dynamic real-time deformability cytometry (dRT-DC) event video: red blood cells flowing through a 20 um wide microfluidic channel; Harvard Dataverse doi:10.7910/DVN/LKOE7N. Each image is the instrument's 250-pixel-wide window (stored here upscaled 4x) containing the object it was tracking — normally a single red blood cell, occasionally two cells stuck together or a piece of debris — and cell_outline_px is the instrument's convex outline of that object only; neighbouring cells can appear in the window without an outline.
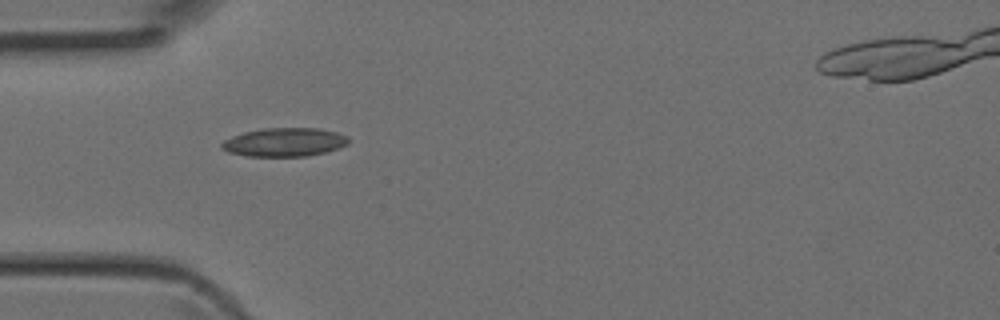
{"species": "Egyptian fruit bat (a non-hibernating species)", "species_latin": "Rousettus aegyptiacus", "temperature_condition": "room temperature", "stored_images_in_passage": 4, "camera_frame_rate_fps": 3000, "um_per_image_px": 0.085, "animal": {"sex": "female"}, "frame": {"image": 1, "passage_image": 4, "time_ms": 1.0, "image_size_px": [1000, 320], "cell_outline_px": [[348, 144], [340, 148], [324, 152], [304, 156], [248, 156], [228, 152], [220, 148], [220, 144], [224, 140], [232, 136], [244, 132], [264, 128], [320, 128], [336, 132], [348, 136]], "centroid_in_image_um": [24.17, 12.08], "position_along_channel_um": 60.8, "area_um2": 21.15}}